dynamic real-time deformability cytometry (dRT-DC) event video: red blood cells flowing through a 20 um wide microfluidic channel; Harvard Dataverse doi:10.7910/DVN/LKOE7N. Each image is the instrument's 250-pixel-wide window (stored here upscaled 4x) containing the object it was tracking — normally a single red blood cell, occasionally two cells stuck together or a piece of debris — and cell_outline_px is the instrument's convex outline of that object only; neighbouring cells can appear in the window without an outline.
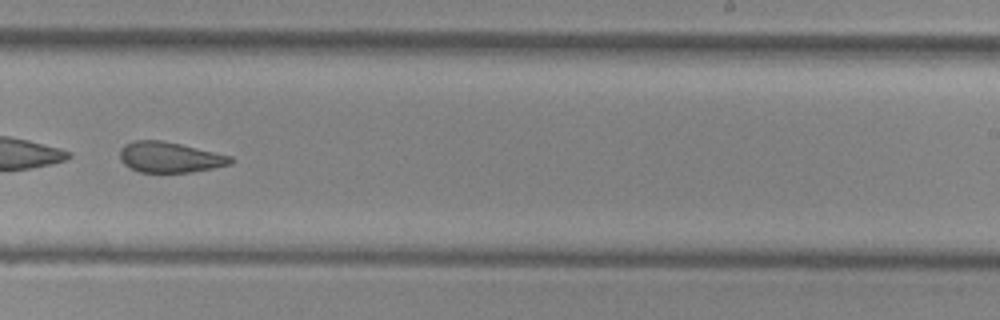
{"species": "common noctule bat (a hibernating species)", "species_latin": "Nyctalus noctula", "temperature_condition": "cold", "stored_images_in_passage": 41, "camera_frame_rate_fps": 3000, "um_per_image_px": 0.085, "animal": {"sex": "female", "body_mass_g": 29.2, "forearm_length_mm": 56.3}, "frame": {"image": 1, "passage_image": 28, "time_ms": 9.0, "image_size_px": [1000, 320], "cell_outline_px": [[232, 164], [192, 172], [140, 172], [128, 168], [120, 160], [120, 148], [124, 144], [132, 140], [160, 140], [180, 144], [232, 156]], "centroid_in_image_um": [14.39, 13.36], "position_along_channel_um": 274.6, "area_um2": 19.77}, "authors_computed_cell_mechanics": {"area_um2": 20.9814, "velocity_mm_per_s": 3.7616, "shape_relaxation_time_tau1_ms": null, "shape_relaxation_time_tau2_ms": 3.5946, "deformation_change_tau1": null, "deformation_change_tau2": 0.1152}}